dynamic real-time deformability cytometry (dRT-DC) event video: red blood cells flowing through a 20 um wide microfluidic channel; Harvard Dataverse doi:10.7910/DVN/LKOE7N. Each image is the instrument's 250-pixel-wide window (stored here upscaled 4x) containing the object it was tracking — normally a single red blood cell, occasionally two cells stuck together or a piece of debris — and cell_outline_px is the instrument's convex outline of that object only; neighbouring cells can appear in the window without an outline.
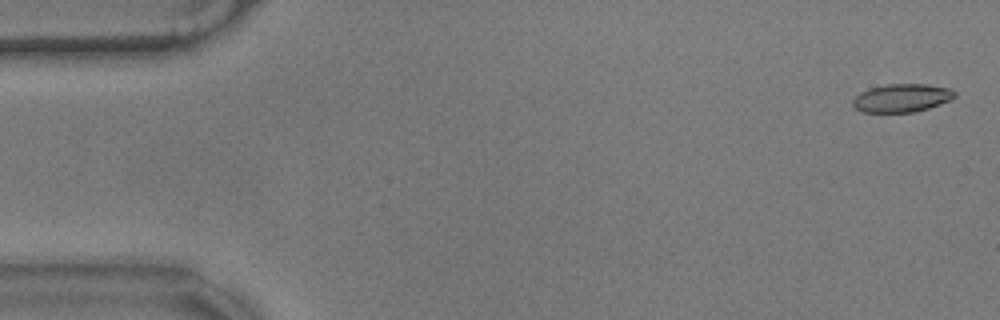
{"species": "common noctule bat (a hibernating species)", "species_latin": "Nyctalus noctula", "temperature_condition": "warm", "stored_images_in_passage": 57, "camera_frame_rate_fps": 3000, "um_per_image_px": 0.085, "animal": {"sex": "male", "body_mass_g": 17.9}, "frame": {"image": 1, "passage_image": 2, "time_ms": 0.333, "image_size_px": [1000, 320], "cell_outline_px": [[956, 96], [940, 104], [928, 108], [912, 112], [864, 112], [856, 108], [852, 104], [852, 100], [860, 92], [868, 88], [888, 84], [928, 84], [952, 88], [956, 92]], "centroid_in_image_um": [76.66, 8.31], "position_along_channel_um": 8.3, "area_um2": 16.76}}
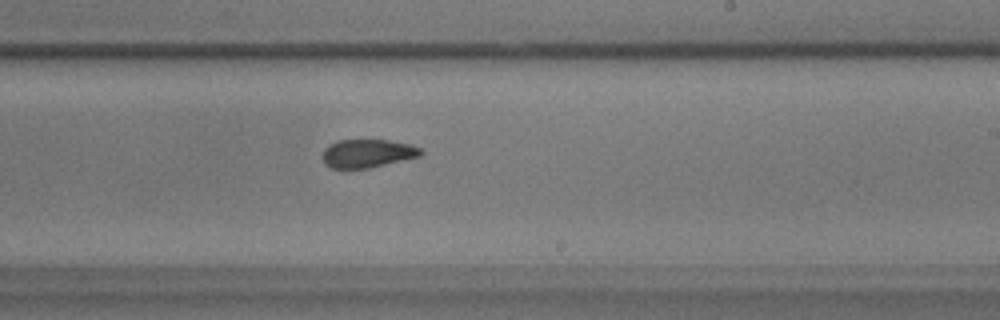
{"frame": {"image": 2, "passage_image": 34, "time_ms": 11.0, "image_size_px": [1000, 320], "cell_outline_px": [[424, 152], [420, 156], [368, 168], [332, 168], [324, 164], [324, 148], [328, 144], [336, 140], [388, 140], [412, 144], [424, 148]], "centroid_in_image_um": [31.27, 13.02], "position_along_channel_um": 257.7, "area_um2": 16.3}}
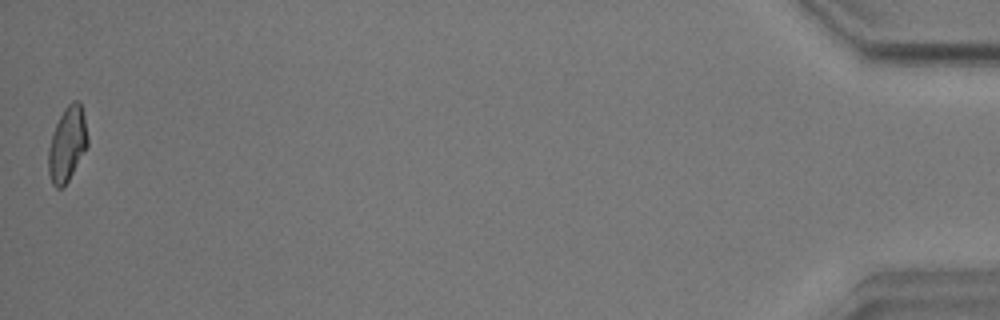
{"frame": {"image": 3, "passage_image": 57, "time_ms": 18.667, "image_size_px": [1000, 320], "cell_outline_px": [[88, 144], [68, 180], [60, 188], [56, 188], [52, 184], [48, 172], [48, 148], [56, 124], [64, 108], [72, 100], [80, 100], [84, 116], [88, 140]], "centroid_in_image_um": [5.7, 12.22], "position_along_channel_um": 429.5, "area_um2": 16.82}, "authors_computed_cell_mechanics": {"area_um2": 17.2244, "velocity_mm_per_s": 3.518, "shape_relaxation_time_tau1_ms": 4.0694, "shape_relaxation_time_tau2_ms": 2.5589, "deformation_change_tau1": 0.1341, "deformation_change_tau2": 0.0676}}